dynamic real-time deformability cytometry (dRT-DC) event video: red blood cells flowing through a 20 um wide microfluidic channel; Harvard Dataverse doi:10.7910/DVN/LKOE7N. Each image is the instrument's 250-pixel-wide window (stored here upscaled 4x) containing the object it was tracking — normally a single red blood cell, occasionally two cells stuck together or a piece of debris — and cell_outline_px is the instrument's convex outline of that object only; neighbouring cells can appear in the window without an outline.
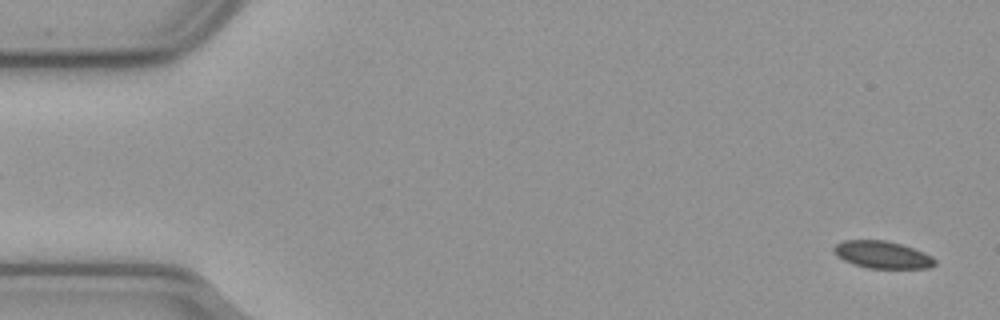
{"species": "common noctule bat (a hibernating species)", "species_latin": "Nyctalus noctula", "temperature_condition": "cold", "stored_images_in_passage": 57, "camera_frame_rate_fps": 3000, "um_per_image_px": 0.085, "animal": {"sex": "male", "body_mass_g": 23.1, "forearm_length_mm": 52.7}, "frame": {"image": 1, "passage_image": 2, "time_ms": 0.333, "image_size_px": [1000, 320], "cell_outline_px": [[936, 264], [928, 268], [868, 268], [844, 260], [836, 256], [832, 252], [832, 248], [836, 244], [844, 240], [888, 240], [924, 252], [932, 256], [936, 260]], "centroid_in_image_um": [74.99, 21.64], "position_along_channel_um": 10.0, "area_um2": 16.07}}
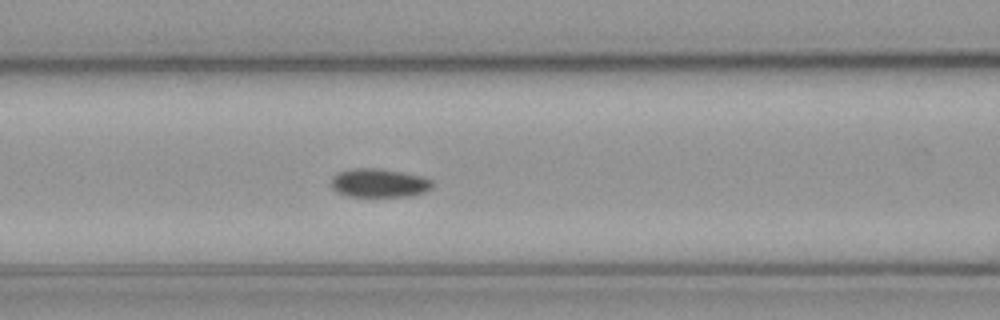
{"frame": {"image": 2, "passage_image": 23, "time_ms": 7.333, "image_size_px": [1000, 320], "cell_outline_px": [[432, 188], [424, 192], [412, 196], [348, 196], [336, 192], [332, 188], [332, 176], [340, 172], [352, 168], [380, 168], [420, 176], [432, 180]], "centroid_in_image_um": [32.21, 15.55], "position_along_channel_um": 134.4, "area_um2": 16.82}}
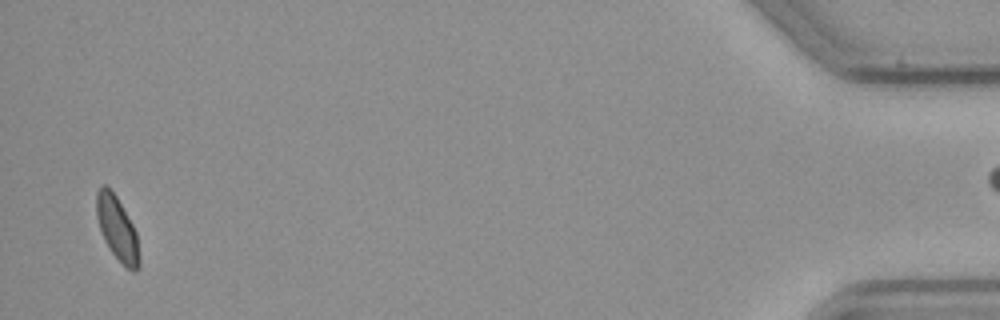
{"frame": {"image": 3, "passage_image": 55, "time_ms": 18.0, "image_size_px": [1000, 320], "cell_outline_px": [[140, 268], [132, 272], [108, 248], [104, 240], [96, 216], [96, 192], [104, 184], [116, 196], [132, 224], [136, 232], [140, 260]], "centroid_in_image_um": [9.96, 19.44], "position_along_channel_um": 425.2, "area_um2": 15.61}, "authors_computed_cell_mechanics": {"area_um2": 16.8198, "velocity_mm_per_s": 3.6202, "shape_relaxation_time_tau1_ms": 4.8648, "shape_relaxation_time_tau2_ms": 5.4278, "deformation_change_tau1": 0.0894, "deformation_change_tau2": 0.0685}}